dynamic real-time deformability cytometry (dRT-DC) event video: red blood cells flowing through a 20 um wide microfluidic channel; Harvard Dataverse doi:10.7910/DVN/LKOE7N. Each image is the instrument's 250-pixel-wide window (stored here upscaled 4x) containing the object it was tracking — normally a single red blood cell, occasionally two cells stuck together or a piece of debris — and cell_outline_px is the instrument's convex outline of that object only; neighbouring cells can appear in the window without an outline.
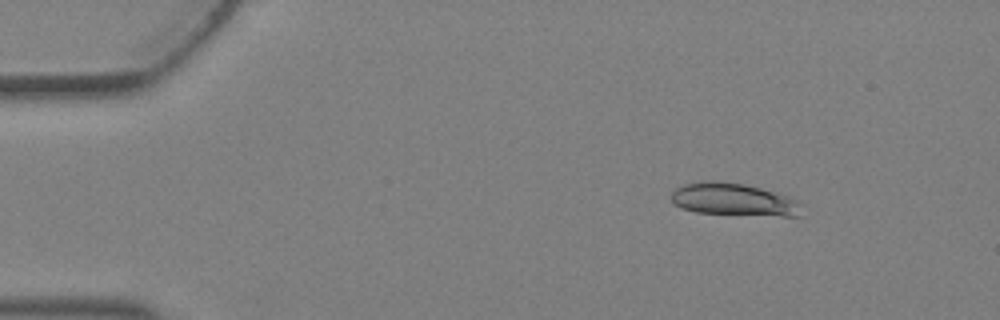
{"species": "Egyptian fruit bat (a non-hibernating species)", "species_latin": "Rousettus aegyptiacus", "temperature_condition": "warm", "stored_images_in_passage": 5, "camera_frame_rate_fps": 3000, "um_per_image_px": 0.085, "animal": {"sex": "female"}, "frame": {"image": 1, "passage_image": 2, "time_ms": 0.333, "image_size_px": [1000, 320], "cell_outline_px": [[804, 204], [800, 216], [780, 216], [696, 212], [680, 208], [672, 204], [672, 192], [676, 188], [684, 184], [704, 180], [716, 180], [744, 184], [792, 196], [800, 200]], "centroid_in_image_um": [62.42, 16.95], "position_along_channel_um": 22.6, "area_um2": 25.2}}